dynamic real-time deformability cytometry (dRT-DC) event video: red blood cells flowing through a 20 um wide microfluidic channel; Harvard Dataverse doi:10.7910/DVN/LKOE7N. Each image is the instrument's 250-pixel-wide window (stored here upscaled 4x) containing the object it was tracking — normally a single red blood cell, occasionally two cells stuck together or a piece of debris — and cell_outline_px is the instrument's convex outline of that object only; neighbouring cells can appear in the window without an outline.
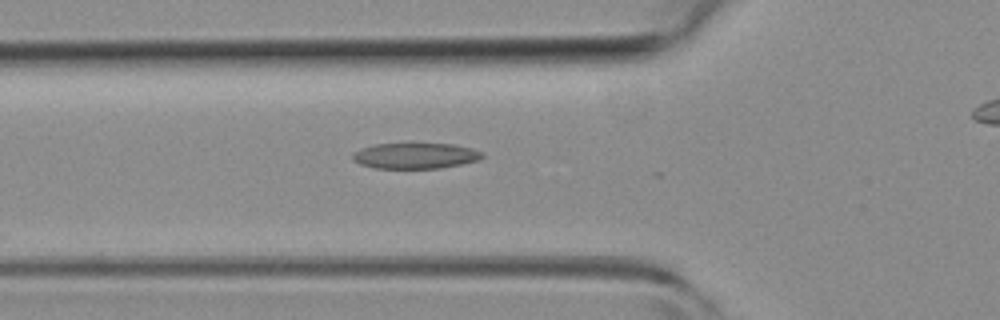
{"species": "common noctule bat (a hibernating species)", "species_latin": "Nyctalus noctula", "temperature_condition": "room temperature", "stored_images_in_passage": 12, "camera_frame_rate_fps": 3000, "um_per_image_px": 0.085, "animal": {"sex": "female", "body_mass_g": 19.3, "forearm_length_mm": 54.1}, "frame": {"image": 1, "passage_image": 2, "time_ms": 0.333, "image_size_px": [1000, 320], "cell_outline_px": [[484, 156], [480, 160], [440, 168], [376, 168], [360, 164], [352, 160], [352, 152], [360, 148], [376, 144], [412, 140], [452, 144], [472, 148], [484, 152]], "centroid_in_image_um": [35.29, 13.18], "position_along_channel_um": 90.5, "area_um2": 20.58}}
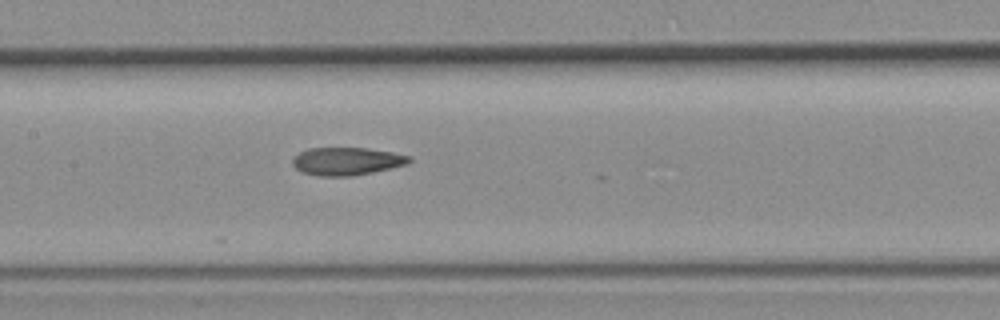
{"frame": {"image": 2, "passage_image": 8, "time_ms": 2.333, "image_size_px": [1000, 320], "cell_outline_px": [[412, 160], [408, 164], [372, 172], [352, 176], [316, 176], [300, 172], [292, 164], [292, 160], [300, 152], [308, 148], [364, 148], [392, 152], [412, 156]], "centroid_in_image_um": [29.47, 13.71], "position_along_channel_um": 177.9, "area_um2": 18.96}}
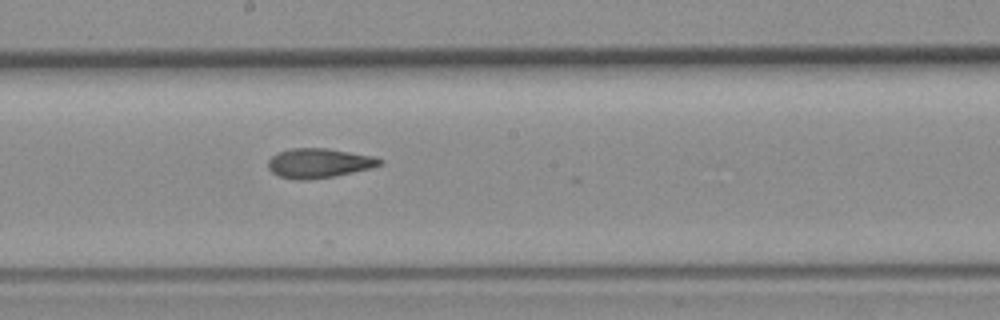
{"frame": {"image": 3, "passage_image": 11, "time_ms": 3.333, "image_size_px": [1000, 320], "cell_outline_px": [[384, 164], [372, 168], [332, 176], [308, 180], [296, 180], [280, 176], [272, 172], [268, 168], [268, 160], [276, 152], [292, 148], [328, 148], [376, 156], [384, 160]], "centroid_in_image_um": [27.14, 13.85], "position_along_channel_um": 221.1, "area_um2": 19.42}}